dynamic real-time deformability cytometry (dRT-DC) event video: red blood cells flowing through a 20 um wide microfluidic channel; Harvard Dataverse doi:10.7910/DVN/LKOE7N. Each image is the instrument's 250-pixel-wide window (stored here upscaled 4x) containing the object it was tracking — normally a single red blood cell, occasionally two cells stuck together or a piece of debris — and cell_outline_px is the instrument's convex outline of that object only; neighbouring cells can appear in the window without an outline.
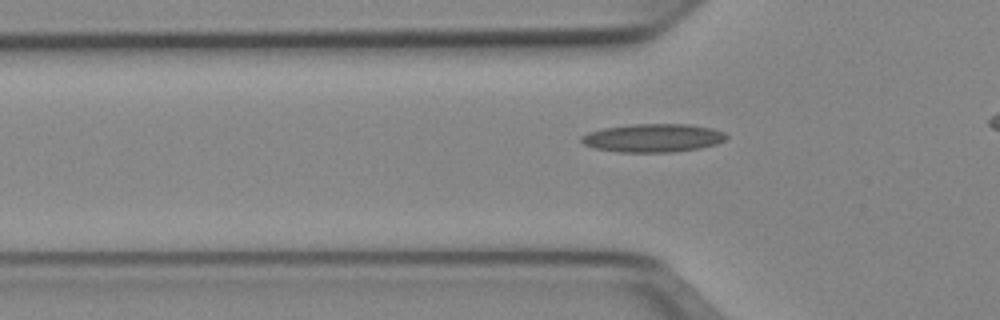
{"species": "Egyptian fruit bat (a non-hibernating species)", "species_latin": "Rousettus aegyptiacus", "temperature_condition": "cold", "stored_images_in_passage": 39, "camera_frame_rate_fps": 3000, "um_per_image_px": 0.085, "animal": {"sex": "female"}, "frame": {"image": 1, "passage_image": 11, "time_ms": 3.333, "image_size_px": [1000, 320], "cell_outline_px": [[728, 136], [724, 140], [716, 144], [700, 148], [672, 152], [616, 152], [596, 148], [584, 144], [580, 140], [580, 136], [588, 132], [604, 128], [632, 124], [688, 124], [712, 128], [724, 132]], "centroid_in_image_um": [55.5, 11.72], "position_along_channel_um": 70.3, "area_um2": 23.93}}
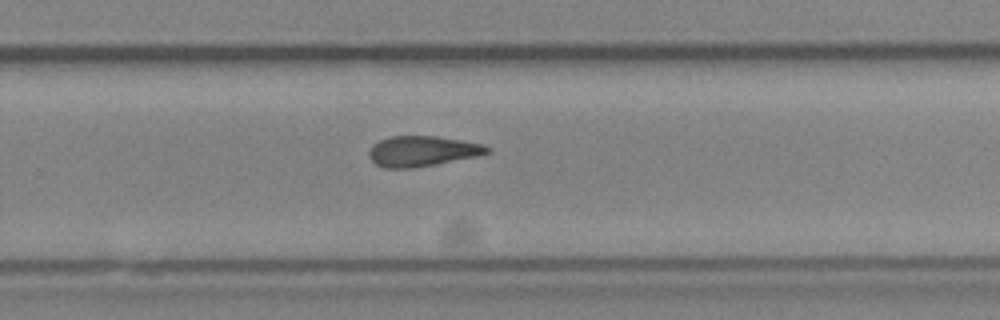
{"frame": {"image": 2, "passage_image": 28, "time_ms": 9.0, "image_size_px": [1000, 320], "cell_outline_px": [[492, 152], [480, 156], [436, 164], [412, 168], [384, 168], [376, 164], [368, 156], [368, 152], [372, 144], [388, 136], [436, 136], [484, 144]], "centroid_in_image_um": [35.89, 12.85], "position_along_channel_um": 293.9, "area_um2": 21.1}}
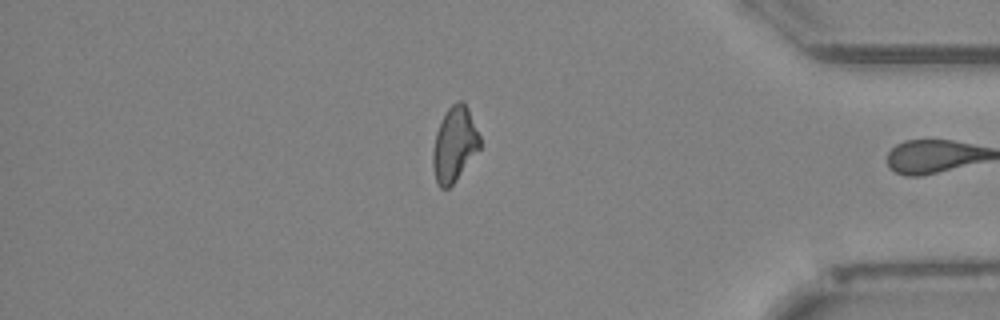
{"frame": {"image": 3, "passage_image": 38, "time_ms": 12.333, "image_size_px": [1000, 320], "cell_outline_px": [[480, 148], [456, 180], [448, 188], [440, 188], [436, 180], [432, 164], [432, 152], [436, 132], [448, 108], [456, 100], [464, 100], [468, 108], [480, 136]], "centroid_in_image_um": [38.63, 12.25], "position_along_channel_um": 396.6, "area_um2": 20.35}, "authors_computed_cell_mechanics": {"area_um2": 21.386, "velocity_mm_per_s": 3.9547, "shape_relaxation_time_tau1_ms": 6.391, "shape_relaxation_time_tau2_ms": 7.113, "deformation_change_tau1": 0.1681, "deformation_change_tau2": 0.1938}}